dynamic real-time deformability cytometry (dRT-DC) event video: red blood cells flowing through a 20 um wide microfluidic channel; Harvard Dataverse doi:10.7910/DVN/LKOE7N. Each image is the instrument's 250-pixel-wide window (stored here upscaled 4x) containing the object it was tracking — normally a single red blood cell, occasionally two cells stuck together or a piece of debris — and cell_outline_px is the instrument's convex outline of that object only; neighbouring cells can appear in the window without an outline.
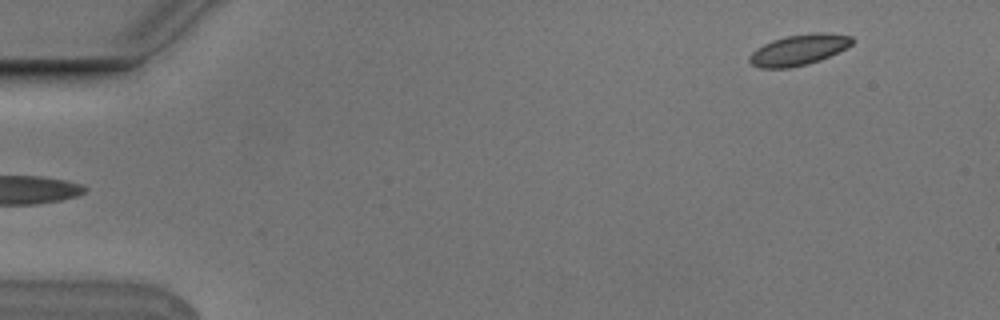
{"species": "Egyptian fruit bat (a non-hibernating species)", "species_latin": "Rousettus aegyptiacus", "temperature_condition": "cold", "stored_images_in_passage": 5, "camera_frame_rate_fps": 3000, "um_per_image_px": 0.085, "animal": {"sex": "male"}, "frame": {"image": 1, "passage_image": 5, "time_ms": 1.333, "image_size_px": [1000, 320], "cell_outline_px": [[856, 40], [852, 44], [820, 60], [808, 64], [788, 68], [760, 68], [752, 64], [748, 60], [748, 56], [756, 48], [772, 40], [788, 36], [812, 32], [824, 32], [852, 36]], "centroid_in_image_um": [67.88, 4.23], "position_along_channel_um": 17.1, "area_um2": 18.38}}